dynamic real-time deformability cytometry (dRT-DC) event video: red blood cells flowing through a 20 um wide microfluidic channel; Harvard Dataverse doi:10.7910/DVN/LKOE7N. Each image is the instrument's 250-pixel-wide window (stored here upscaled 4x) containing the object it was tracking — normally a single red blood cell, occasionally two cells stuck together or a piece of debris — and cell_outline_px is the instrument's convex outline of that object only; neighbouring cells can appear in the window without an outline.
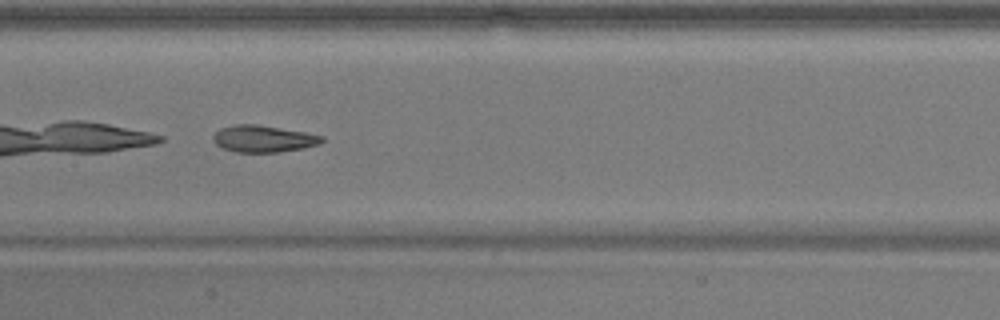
{"species": "common noctule bat (a hibernating species)", "species_latin": "Nyctalus noctula", "temperature_condition": "warm", "stored_images_in_passage": 34, "camera_frame_rate_fps": 3000, "um_per_image_px": 0.085, "animal": {"sex": "male", "body_mass_g": 17.9}, "frame": {"image": 1, "passage_image": 10, "time_ms": 3.0, "image_size_px": [1000, 320], "cell_outline_px": [[324, 140], [320, 144], [304, 148], [280, 152], [236, 152], [224, 148], [216, 144], [212, 140], [212, 136], [220, 128], [236, 124], [256, 124], [304, 132], [324, 136]], "centroid_in_image_um": [22.39, 11.79], "position_along_channel_um": 185.0, "area_um2": 16.99}}
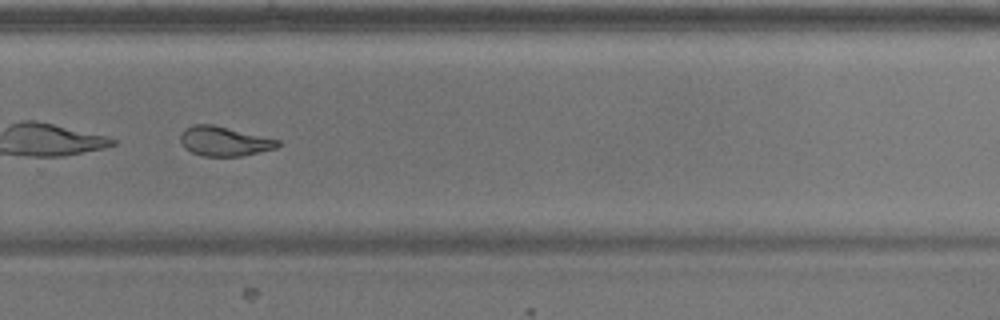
{"frame": {"image": 2, "passage_image": 20, "time_ms": 6.333, "image_size_px": [1000, 320], "cell_outline_px": [[280, 144], [276, 148], [260, 152], [240, 156], [204, 156], [192, 152], [184, 148], [180, 140], [180, 132], [184, 128], [192, 124], [212, 124], [280, 140]], "centroid_in_image_um": [19.02, 12.0], "position_along_channel_um": 310.8, "area_um2": 16.76}}